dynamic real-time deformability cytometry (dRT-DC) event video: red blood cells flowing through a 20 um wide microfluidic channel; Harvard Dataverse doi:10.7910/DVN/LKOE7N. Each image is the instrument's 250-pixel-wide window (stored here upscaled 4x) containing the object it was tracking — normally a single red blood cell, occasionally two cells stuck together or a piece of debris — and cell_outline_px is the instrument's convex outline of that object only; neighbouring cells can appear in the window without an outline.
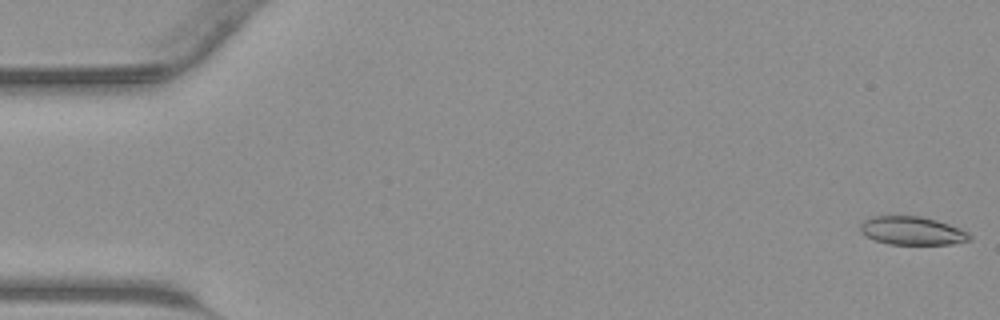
{"species": "common noctule bat (a hibernating species)", "species_latin": "Nyctalus noctula", "temperature_condition": "warm", "stored_images_in_passage": 44, "camera_frame_rate_fps": 3000, "um_per_image_px": 0.085, "animal": {"sex": "male", "body_mass_g": 23.1, "forearm_length_mm": 52.7}, "frame": {"image": 1, "passage_image": 1, "time_ms": 0.0, "image_size_px": [1000, 320], "cell_outline_px": [[972, 240], [952, 244], [888, 244], [864, 236], [860, 232], [860, 224], [864, 220], [872, 216], [920, 216], [936, 220], [960, 228], [968, 232], [972, 236]], "centroid_in_image_um": [77.53, 19.61], "position_along_channel_um": 7.5, "area_um2": 18.15}}
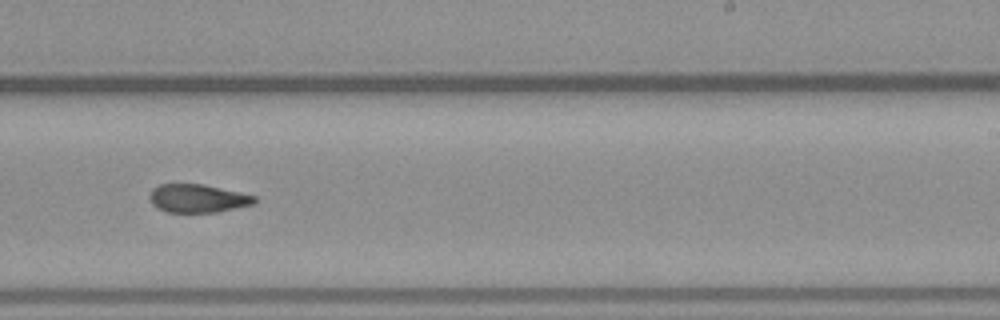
{"frame": {"image": 2, "passage_image": 27, "time_ms": 8.667, "image_size_px": [1000, 320], "cell_outline_px": [[256, 204], [216, 212], [168, 212], [156, 208], [152, 204], [148, 196], [152, 188], [160, 184], [204, 184], [240, 192], [256, 196]], "centroid_in_image_um": [16.8, 16.86], "position_along_channel_um": 272.2, "area_um2": 17.46}}
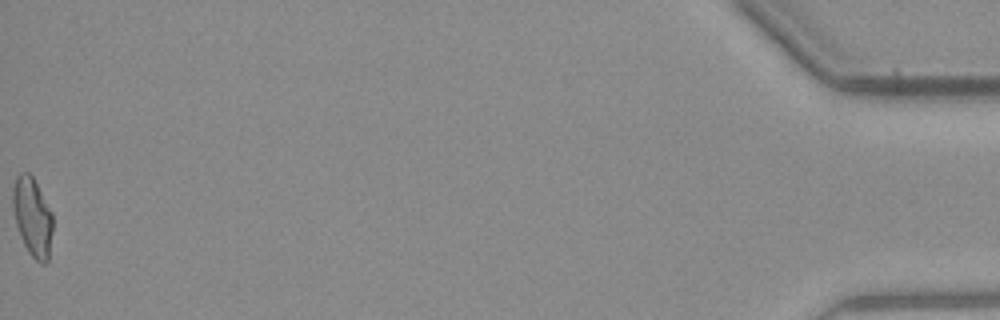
{"frame": {"image": 3, "passage_image": 44, "time_ms": 14.333, "image_size_px": [1000, 320], "cell_outline_px": [[52, 228], [48, 260], [44, 264], [40, 264], [28, 252], [20, 236], [16, 224], [12, 208], [12, 188], [16, 176], [20, 172], [28, 172], [32, 176], [52, 212]], "centroid_in_image_um": [2.73, 18.42], "position_along_channel_um": 432.5, "area_um2": 18.32}}